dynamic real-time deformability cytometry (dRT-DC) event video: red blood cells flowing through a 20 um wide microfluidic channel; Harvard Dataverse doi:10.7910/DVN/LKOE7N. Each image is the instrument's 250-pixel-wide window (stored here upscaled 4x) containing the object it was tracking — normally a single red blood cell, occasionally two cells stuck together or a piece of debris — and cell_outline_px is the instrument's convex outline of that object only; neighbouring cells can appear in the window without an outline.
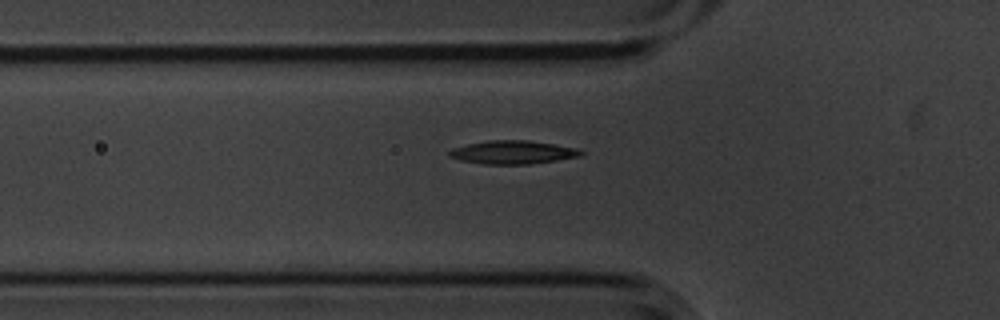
{"species": "common noctule bat (a hibernating species)", "species_latin": "Nyctalus noctula", "temperature_condition": "cold", "stored_images_in_passage": 6, "camera_frame_rate_fps": 3000, "um_per_image_px": 0.085, "animal": {"sex": "male", "body_mass_g": 20.1, "forearm_length_mm": 53.5}, "frame": {"image": 1, "passage_image": 6, "time_ms": 1.667, "image_size_px": [1000, 320], "cell_outline_px": [[584, 156], [528, 164], [484, 164], [460, 160], [448, 156], [448, 152], [452, 148], [468, 144], [488, 140], [528, 140], [576, 148], [584, 152]], "centroid_in_image_um": [43.58, 12.94], "position_along_channel_um": 82.2, "area_um2": 17.86}}